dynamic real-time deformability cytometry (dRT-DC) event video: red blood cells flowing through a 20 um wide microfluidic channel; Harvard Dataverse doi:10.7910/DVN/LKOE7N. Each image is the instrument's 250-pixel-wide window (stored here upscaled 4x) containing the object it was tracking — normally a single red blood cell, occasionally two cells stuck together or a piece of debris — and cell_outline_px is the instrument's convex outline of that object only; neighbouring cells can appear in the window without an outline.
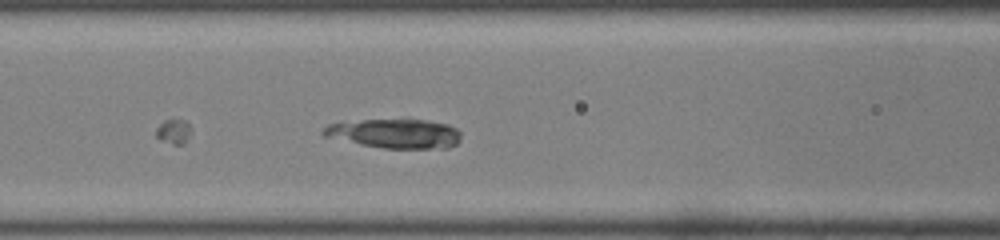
{"species": "common noctule bat (a hibernating species)", "species_latin": "Nyctalus noctula", "temperature_condition": "room temperature", "stored_images_in_passage": 17, "camera_frame_rate_fps": 3000, "um_per_image_px": 0.085, "animal": {"sex": "male", "body_mass_g": 19.0, "forearm_length_mm": 50.8}, "frame": {"image": 1, "passage_image": 17, "time_ms": 5.333, "image_size_px": [1000, 240], "cell_outline_px": [[460, 140], [456, 144], [448, 148], [384, 148], [360, 144], [324, 136], [320, 132], [328, 124], [360, 120], [428, 120], [448, 124], [456, 128], [460, 132]], "centroid_in_image_um": [33.59, 11.35], "position_along_channel_um": 133.0, "area_um2": 23.35}}